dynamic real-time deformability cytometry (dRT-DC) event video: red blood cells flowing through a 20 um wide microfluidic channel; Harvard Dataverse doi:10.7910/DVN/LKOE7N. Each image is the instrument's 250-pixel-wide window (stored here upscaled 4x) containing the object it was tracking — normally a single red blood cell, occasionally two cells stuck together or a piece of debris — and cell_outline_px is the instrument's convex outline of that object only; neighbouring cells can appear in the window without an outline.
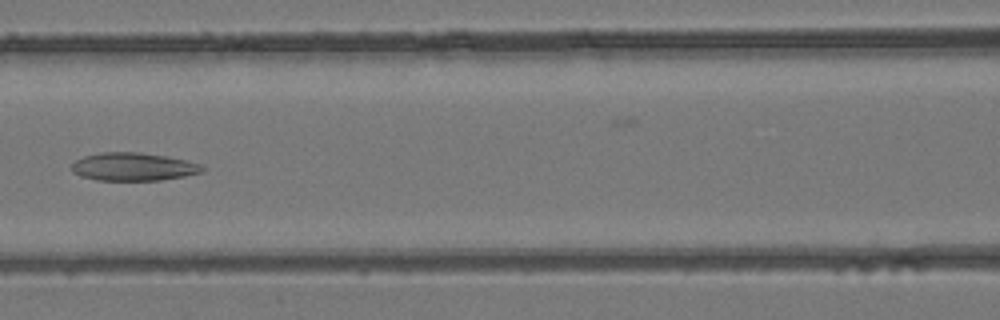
{"species": "common noctule bat (a hibernating species)", "species_latin": "Nyctalus noctula", "temperature_condition": "room temperature", "stored_images_in_passage": 27, "camera_frame_rate_fps": 3000, "um_per_image_px": 0.085, "animal": {"sex": "female", "body_mass_g": 24.6, "forearm_length_mm": 56.2}, "frame": {"image": 1, "passage_image": 4, "time_ms": 1.0, "image_size_px": [1000, 320], "cell_outline_px": [[204, 172], [184, 176], [160, 180], [96, 180], [80, 176], [72, 172], [72, 164], [76, 160], [84, 156], [104, 152], [140, 152], [168, 156], [200, 164], [204, 168]], "centroid_in_image_um": [11.33, 14.17], "position_along_channel_um": 155.3, "area_um2": 21.33}}
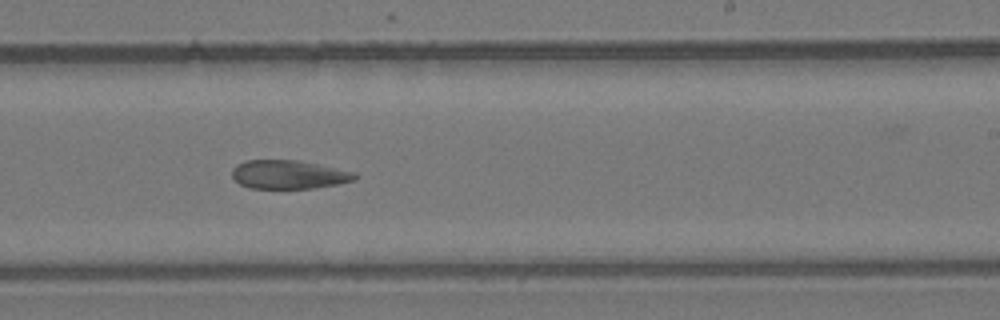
{"frame": {"image": 2, "passage_image": 12, "time_ms": 3.667, "image_size_px": [1000, 320], "cell_outline_px": [[356, 180], [316, 188], [248, 188], [240, 184], [232, 176], [232, 168], [236, 164], [244, 160], [300, 160], [356, 172]], "centroid_in_image_um": [24.53, 14.83], "position_along_channel_um": 264.5, "area_um2": 20.63}}
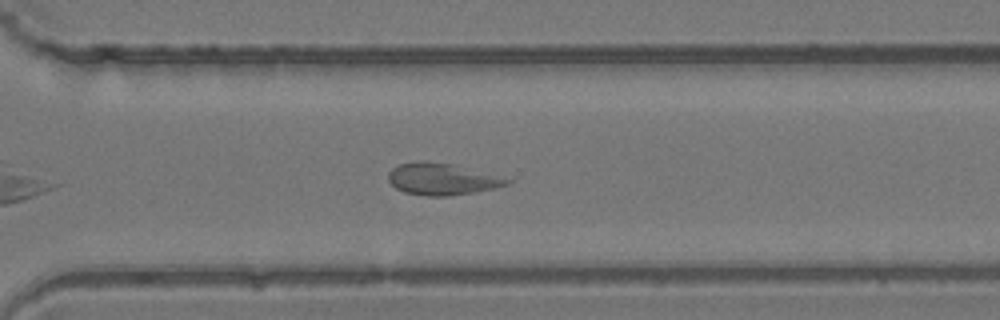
{"frame": {"image": 3, "passage_image": 17, "time_ms": 5.333, "image_size_px": [1000, 320], "cell_outline_px": [[512, 180], [508, 184], [496, 188], [448, 196], [424, 196], [404, 192], [396, 188], [388, 180], [388, 172], [392, 168], [400, 164], [452, 164]], "centroid_in_image_um": [37.56, 15.27], "position_along_channel_um": 333.0, "area_um2": 20.92}}